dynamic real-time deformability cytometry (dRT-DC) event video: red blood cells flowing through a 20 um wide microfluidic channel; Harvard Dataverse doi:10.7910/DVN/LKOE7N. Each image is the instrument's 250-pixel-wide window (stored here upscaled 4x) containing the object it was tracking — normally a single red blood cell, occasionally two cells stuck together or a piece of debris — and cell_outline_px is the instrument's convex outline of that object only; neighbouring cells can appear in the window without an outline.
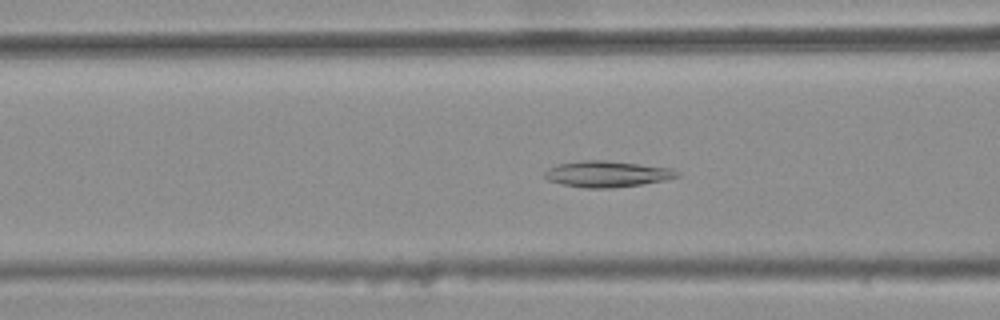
{"species": "common noctule bat (a hibernating species)", "species_latin": "Nyctalus noctula", "temperature_condition": "warm", "stored_images_in_passage": 45, "camera_frame_rate_fps": 3000, "um_per_image_px": 0.085, "animal": {"sex": "female", "body_mass_g": 25.1}, "frame": {"image": 1, "passage_image": 20, "time_ms": 6.333, "image_size_px": [1000, 320], "cell_outline_px": [[680, 176], [668, 180], [612, 188], [584, 188], [564, 184], [548, 180], [544, 176], [544, 172], [548, 168], [556, 164], [580, 160], [604, 160], [672, 168], [680, 172]], "centroid_in_image_um": [51.61, 14.78], "position_along_channel_um": 115.0, "area_um2": 20.23}}
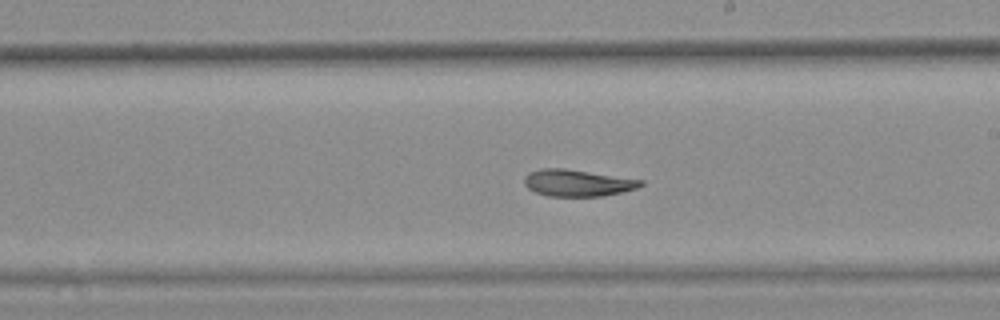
{"frame": {"image": 2, "passage_image": 30, "time_ms": 9.667, "image_size_px": [1000, 320], "cell_outline_px": [[644, 184], [636, 188], [624, 192], [604, 196], [548, 196], [536, 192], [528, 188], [524, 184], [524, 176], [528, 172], [540, 168], [564, 168], [644, 180]], "centroid_in_image_um": [49.08, 15.54], "position_along_channel_um": 239.9, "area_um2": 18.26}}
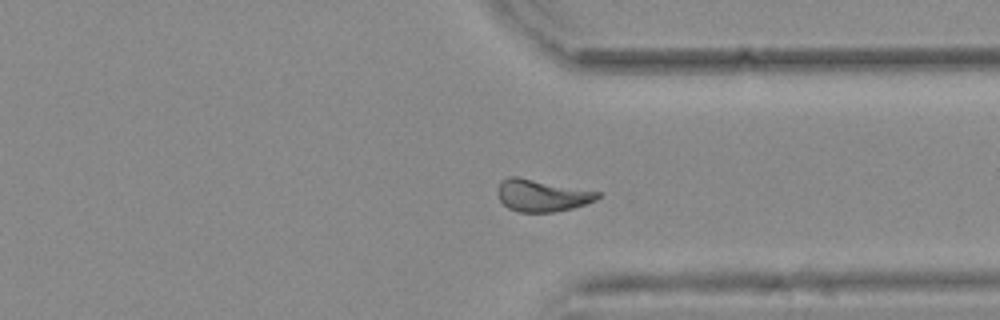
{"frame": {"image": 3, "passage_image": 40, "time_ms": 13.0, "image_size_px": [1000, 320], "cell_outline_px": [[600, 196], [596, 200], [572, 208], [552, 212], [520, 212], [508, 208], [500, 200], [496, 192], [500, 180], [508, 176], [520, 176], [600, 192]], "centroid_in_image_um": [46.02, 16.59], "position_along_channel_um": 365.4, "area_um2": 18.84}}